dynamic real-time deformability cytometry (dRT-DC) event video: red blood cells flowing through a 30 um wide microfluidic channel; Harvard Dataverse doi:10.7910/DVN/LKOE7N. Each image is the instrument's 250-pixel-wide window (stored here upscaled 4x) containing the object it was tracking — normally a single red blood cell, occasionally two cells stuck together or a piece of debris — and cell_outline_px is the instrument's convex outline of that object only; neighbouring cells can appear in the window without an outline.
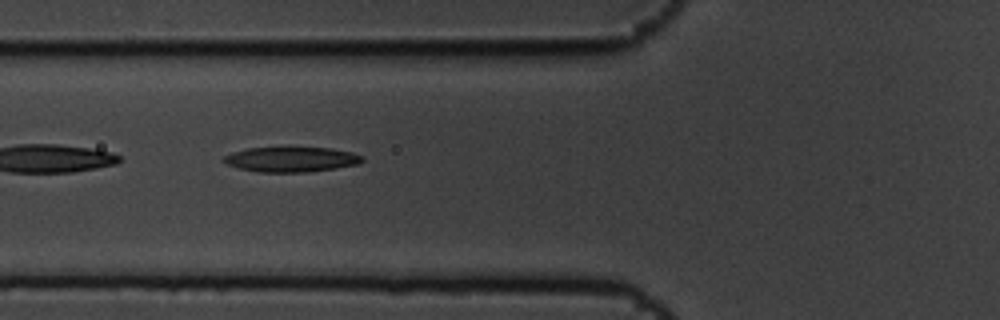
{"species": "common noctule bat (a hibernating species)", "species_latin": "Nyctalus noctula", "temperature_condition": "cold", "stored_images_in_passage": 3, "camera_frame_rate_fps": 3000, "um_per_image_px": 0.085, "animal": {"sex": "male", "body_mass_g": 19.5, "forearm_length_mm": 54.6}, "frame": {"image": 1, "passage_image": 2, "time_ms": 0.333, "image_size_px": [1000, 320], "cell_outline_px": [[364, 160], [360, 164], [336, 168], [308, 172], [260, 172], [240, 168], [228, 164], [220, 160], [224, 156], [232, 152], [248, 148], [332, 148], [352, 152], [364, 156]], "centroid_in_image_um": [24.8, 13.55], "position_along_channel_um": 101.0, "area_um2": 20.17}}